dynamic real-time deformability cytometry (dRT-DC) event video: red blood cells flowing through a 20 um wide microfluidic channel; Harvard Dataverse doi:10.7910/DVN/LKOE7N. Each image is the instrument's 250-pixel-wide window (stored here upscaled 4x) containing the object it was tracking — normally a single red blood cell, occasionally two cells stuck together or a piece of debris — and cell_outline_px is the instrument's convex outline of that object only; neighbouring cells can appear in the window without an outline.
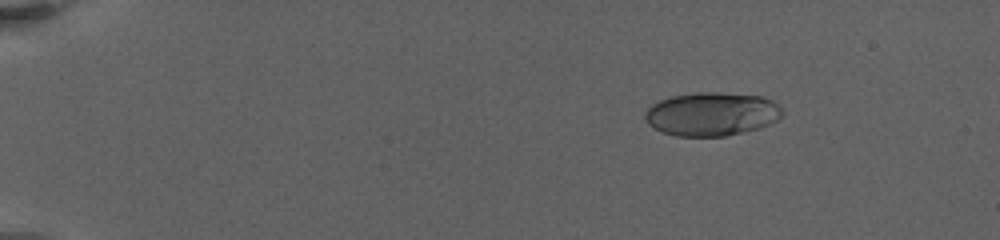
{"species": "human", "species_latin": "Homo sapiens", "temperature_condition": "warm", "stored_images_in_passage": 92, "camera_frame_rate_fps": 3000, "um_per_image_px": 0.085, "donor": {"sex": "female"}, "frame": {"image": 1, "passage_image": 14, "time_ms": 3.333, "image_size_px": [1000, 240], "cell_outline_px": [[784, 112], [776, 120], [760, 128], [724, 136], [676, 136], [660, 132], [648, 124], [644, 120], [644, 112], [652, 104], [660, 100], [672, 96], [696, 92], [716, 92], [760, 96], [772, 100]], "centroid_in_image_um": [60.44, 9.69], "position_along_channel_um": 24.6, "area_um2": 34.85}}
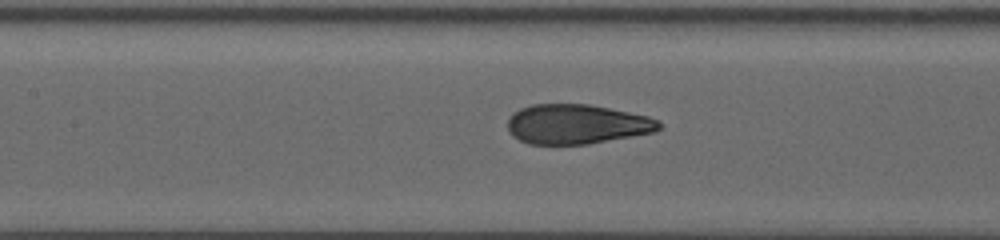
{"frame": {"image": 2, "passage_image": 58, "time_ms": 11.333, "image_size_px": [1000, 240], "cell_outline_px": [[660, 128], [656, 132], [588, 144], [528, 144], [512, 136], [508, 128], [508, 120], [512, 112], [520, 108], [532, 104], [592, 104], [648, 116], [656, 120], [660, 124]], "centroid_in_image_um": [49.0, 10.55], "position_along_channel_um": 158.4, "area_um2": 35.14}}
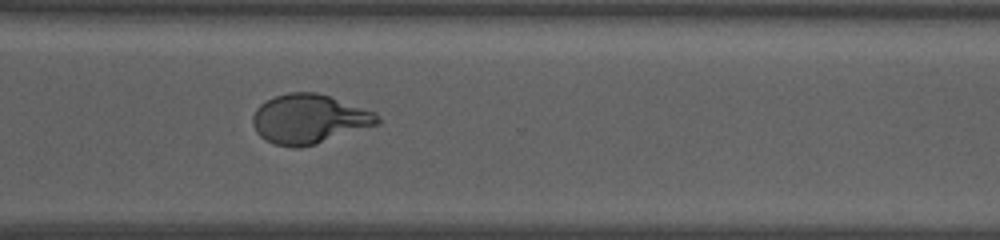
{"frame": {"image": 3, "passage_image": 91, "time_ms": 17.333, "image_size_px": [1000, 240], "cell_outline_px": [[380, 124], [316, 144], [276, 144], [260, 136], [256, 132], [252, 124], [252, 116], [256, 108], [260, 104], [276, 96], [288, 92], [316, 92], [376, 112], [380, 116]], "centroid_in_image_um": [26.3, 10.08], "position_along_channel_um": 344.3, "area_um2": 35.2}}